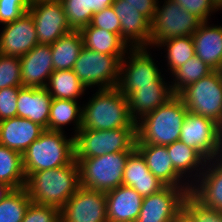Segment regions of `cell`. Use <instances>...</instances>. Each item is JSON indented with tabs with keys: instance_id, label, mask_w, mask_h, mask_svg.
Segmentation results:
<instances>
[{
	"instance_id": "obj_47",
	"label": "cell",
	"mask_w": 222,
	"mask_h": 222,
	"mask_svg": "<svg viewBox=\"0 0 222 222\" xmlns=\"http://www.w3.org/2000/svg\"><path fill=\"white\" fill-rule=\"evenodd\" d=\"M212 4L218 11H222V0H212Z\"/></svg>"
},
{
	"instance_id": "obj_1",
	"label": "cell",
	"mask_w": 222,
	"mask_h": 222,
	"mask_svg": "<svg viewBox=\"0 0 222 222\" xmlns=\"http://www.w3.org/2000/svg\"><path fill=\"white\" fill-rule=\"evenodd\" d=\"M91 92L93 94L82 103L81 129L137 128L129 114L128 99L117 87Z\"/></svg>"
},
{
	"instance_id": "obj_7",
	"label": "cell",
	"mask_w": 222,
	"mask_h": 222,
	"mask_svg": "<svg viewBox=\"0 0 222 222\" xmlns=\"http://www.w3.org/2000/svg\"><path fill=\"white\" fill-rule=\"evenodd\" d=\"M131 152H116L76 160L80 186L108 192L123 184L125 163Z\"/></svg>"
},
{
	"instance_id": "obj_38",
	"label": "cell",
	"mask_w": 222,
	"mask_h": 222,
	"mask_svg": "<svg viewBox=\"0 0 222 222\" xmlns=\"http://www.w3.org/2000/svg\"><path fill=\"white\" fill-rule=\"evenodd\" d=\"M22 222H61L60 209L31 201Z\"/></svg>"
},
{
	"instance_id": "obj_12",
	"label": "cell",
	"mask_w": 222,
	"mask_h": 222,
	"mask_svg": "<svg viewBox=\"0 0 222 222\" xmlns=\"http://www.w3.org/2000/svg\"><path fill=\"white\" fill-rule=\"evenodd\" d=\"M190 192L191 188L165 186L159 192L143 197L136 222H173Z\"/></svg>"
},
{
	"instance_id": "obj_27",
	"label": "cell",
	"mask_w": 222,
	"mask_h": 222,
	"mask_svg": "<svg viewBox=\"0 0 222 222\" xmlns=\"http://www.w3.org/2000/svg\"><path fill=\"white\" fill-rule=\"evenodd\" d=\"M79 32L83 39V46L98 53L115 55L122 60L130 49L118 34L93 27L91 24L81 28Z\"/></svg>"
},
{
	"instance_id": "obj_32",
	"label": "cell",
	"mask_w": 222,
	"mask_h": 222,
	"mask_svg": "<svg viewBox=\"0 0 222 222\" xmlns=\"http://www.w3.org/2000/svg\"><path fill=\"white\" fill-rule=\"evenodd\" d=\"M0 183L12 189L25 187L26 175L22 154L0 145Z\"/></svg>"
},
{
	"instance_id": "obj_2",
	"label": "cell",
	"mask_w": 222,
	"mask_h": 222,
	"mask_svg": "<svg viewBox=\"0 0 222 222\" xmlns=\"http://www.w3.org/2000/svg\"><path fill=\"white\" fill-rule=\"evenodd\" d=\"M80 187L79 166L70 164L34 172L26 178L25 189L31 201L61 209Z\"/></svg>"
},
{
	"instance_id": "obj_33",
	"label": "cell",
	"mask_w": 222,
	"mask_h": 222,
	"mask_svg": "<svg viewBox=\"0 0 222 222\" xmlns=\"http://www.w3.org/2000/svg\"><path fill=\"white\" fill-rule=\"evenodd\" d=\"M214 70L205 64L200 58L194 56L179 67L171 76V90L178 95L188 85L206 77Z\"/></svg>"
},
{
	"instance_id": "obj_6",
	"label": "cell",
	"mask_w": 222,
	"mask_h": 222,
	"mask_svg": "<svg viewBox=\"0 0 222 222\" xmlns=\"http://www.w3.org/2000/svg\"><path fill=\"white\" fill-rule=\"evenodd\" d=\"M202 21L173 0H157L156 11L150 22V49L165 40L192 36Z\"/></svg>"
},
{
	"instance_id": "obj_13",
	"label": "cell",
	"mask_w": 222,
	"mask_h": 222,
	"mask_svg": "<svg viewBox=\"0 0 222 222\" xmlns=\"http://www.w3.org/2000/svg\"><path fill=\"white\" fill-rule=\"evenodd\" d=\"M105 192L80 186L60 209L61 222H108Z\"/></svg>"
},
{
	"instance_id": "obj_34",
	"label": "cell",
	"mask_w": 222,
	"mask_h": 222,
	"mask_svg": "<svg viewBox=\"0 0 222 222\" xmlns=\"http://www.w3.org/2000/svg\"><path fill=\"white\" fill-rule=\"evenodd\" d=\"M30 203L25 187L12 189L0 202V222H22Z\"/></svg>"
},
{
	"instance_id": "obj_31",
	"label": "cell",
	"mask_w": 222,
	"mask_h": 222,
	"mask_svg": "<svg viewBox=\"0 0 222 222\" xmlns=\"http://www.w3.org/2000/svg\"><path fill=\"white\" fill-rule=\"evenodd\" d=\"M50 47L54 70L73 69L83 47L81 33L79 30H72L52 43Z\"/></svg>"
},
{
	"instance_id": "obj_40",
	"label": "cell",
	"mask_w": 222,
	"mask_h": 222,
	"mask_svg": "<svg viewBox=\"0 0 222 222\" xmlns=\"http://www.w3.org/2000/svg\"><path fill=\"white\" fill-rule=\"evenodd\" d=\"M183 7L186 11L198 17L202 22L211 21V16L219 12L212 0H173Z\"/></svg>"
},
{
	"instance_id": "obj_10",
	"label": "cell",
	"mask_w": 222,
	"mask_h": 222,
	"mask_svg": "<svg viewBox=\"0 0 222 222\" xmlns=\"http://www.w3.org/2000/svg\"><path fill=\"white\" fill-rule=\"evenodd\" d=\"M178 96L189 112L209 118L222 128V73L213 71L188 85Z\"/></svg>"
},
{
	"instance_id": "obj_19",
	"label": "cell",
	"mask_w": 222,
	"mask_h": 222,
	"mask_svg": "<svg viewBox=\"0 0 222 222\" xmlns=\"http://www.w3.org/2000/svg\"><path fill=\"white\" fill-rule=\"evenodd\" d=\"M190 193L204 206L222 211V155L207 161Z\"/></svg>"
},
{
	"instance_id": "obj_9",
	"label": "cell",
	"mask_w": 222,
	"mask_h": 222,
	"mask_svg": "<svg viewBox=\"0 0 222 222\" xmlns=\"http://www.w3.org/2000/svg\"><path fill=\"white\" fill-rule=\"evenodd\" d=\"M121 60L82 47L73 71L88 90L110 89L118 86Z\"/></svg>"
},
{
	"instance_id": "obj_20",
	"label": "cell",
	"mask_w": 222,
	"mask_h": 222,
	"mask_svg": "<svg viewBox=\"0 0 222 222\" xmlns=\"http://www.w3.org/2000/svg\"><path fill=\"white\" fill-rule=\"evenodd\" d=\"M45 130L26 118H8L0 121V145L23 154Z\"/></svg>"
},
{
	"instance_id": "obj_35",
	"label": "cell",
	"mask_w": 222,
	"mask_h": 222,
	"mask_svg": "<svg viewBox=\"0 0 222 222\" xmlns=\"http://www.w3.org/2000/svg\"><path fill=\"white\" fill-rule=\"evenodd\" d=\"M62 4L72 30H80L91 23L93 0H63Z\"/></svg>"
},
{
	"instance_id": "obj_26",
	"label": "cell",
	"mask_w": 222,
	"mask_h": 222,
	"mask_svg": "<svg viewBox=\"0 0 222 222\" xmlns=\"http://www.w3.org/2000/svg\"><path fill=\"white\" fill-rule=\"evenodd\" d=\"M166 148L175 171L192 186L203 172L207 160L196 149L180 140Z\"/></svg>"
},
{
	"instance_id": "obj_42",
	"label": "cell",
	"mask_w": 222,
	"mask_h": 222,
	"mask_svg": "<svg viewBox=\"0 0 222 222\" xmlns=\"http://www.w3.org/2000/svg\"><path fill=\"white\" fill-rule=\"evenodd\" d=\"M21 88L0 89V121L17 116V97Z\"/></svg>"
},
{
	"instance_id": "obj_48",
	"label": "cell",
	"mask_w": 222,
	"mask_h": 222,
	"mask_svg": "<svg viewBox=\"0 0 222 222\" xmlns=\"http://www.w3.org/2000/svg\"><path fill=\"white\" fill-rule=\"evenodd\" d=\"M31 1H36V2H62L63 0H31Z\"/></svg>"
},
{
	"instance_id": "obj_43",
	"label": "cell",
	"mask_w": 222,
	"mask_h": 222,
	"mask_svg": "<svg viewBox=\"0 0 222 222\" xmlns=\"http://www.w3.org/2000/svg\"><path fill=\"white\" fill-rule=\"evenodd\" d=\"M143 14L150 22L153 20L156 11L157 0H125Z\"/></svg>"
},
{
	"instance_id": "obj_37",
	"label": "cell",
	"mask_w": 222,
	"mask_h": 222,
	"mask_svg": "<svg viewBox=\"0 0 222 222\" xmlns=\"http://www.w3.org/2000/svg\"><path fill=\"white\" fill-rule=\"evenodd\" d=\"M183 209L195 222H222V211L204 206L191 193L186 196Z\"/></svg>"
},
{
	"instance_id": "obj_45",
	"label": "cell",
	"mask_w": 222,
	"mask_h": 222,
	"mask_svg": "<svg viewBox=\"0 0 222 222\" xmlns=\"http://www.w3.org/2000/svg\"><path fill=\"white\" fill-rule=\"evenodd\" d=\"M173 222H195L194 219L182 209L174 218Z\"/></svg>"
},
{
	"instance_id": "obj_21",
	"label": "cell",
	"mask_w": 222,
	"mask_h": 222,
	"mask_svg": "<svg viewBox=\"0 0 222 222\" xmlns=\"http://www.w3.org/2000/svg\"><path fill=\"white\" fill-rule=\"evenodd\" d=\"M150 172L166 186L191 188V186L175 171L166 146L152 144H136Z\"/></svg>"
},
{
	"instance_id": "obj_46",
	"label": "cell",
	"mask_w": 222,
	"mask_h": 222,
	"mask_svg": "<svg viewBox=\"0 0 222 222\" xmlns=\"http://www.w3.org/2000/svg\"><path fill=\"white\" fill-rule=\"evenodd\" d=\"M12 188L6 184L0 183V202L11 192Z\"/></svg>"
},
{
	"instance_id": "obj_23",
	"label": "cell",
	"mask_w": 222,
	"mask_h": 222,
	"mask_svg": "<svg viewBox=\"0 0 222 222\" xmlns=\"http://www.w3.org/2000/svg\"><path fill=\"white\" fill-rule=\"evenodd\" d=\"M123 185L132 187L142 197L157 193L166 186L150 172L144 157L136 148L126 160Z\"/></svg>"
},
{
	"instance_id": "obj_39",
	"label": "cell",
	"mask_w": 222,
	"mask_h": 222,
	"mask_svg": "<svg viewBox=\"0 0 222 222\" xmlns=\"http://www.w3.org/2000/svg\"><path fill=\"white\" fill-rule=\"evenodd\" d=\"M31 0H0V25L13 22L28 12Z\"/></svg>"
},
{
	"instance_id": "obj_14",
	"label": "cell",
	"mask_w": 222,
	"mask_h": 222,
	"mask_svg": "<svg viewBox=\"0 0 222 222\" xmlns=\"http://www.w3.org/2000/svg\"><path fill=\"white\" fill-rule=\"evenodd\" d=\"M28 13L33 18L39 44L51 45L72 31L62 2L31 1Z\"/></svg>"
},
{
	"instance_id": "obj_29",
	"label": "cell",
	"mask_w": 222,
	"mask_h": 222,
	"mask_svg": "<svg viewBox=\"0 0 222 222\" xmlns=\"http://www.w3.org/2000/svg\"><path fill=\"white\" fill-rule=\"evenodd\" d=\"M152 51H161L159 59L163 57V60H160L161 62H165L163 72H167L169 77L190 58L196 56L192 36L175 37L165 40L152 49Z\"/></svg>"
},
{
	"instance_id": "obj_25",
	"label": "cell",
	"mask_w": 222,
	"mask_h": 222,
	"mask_svg": "<svg viewBox=\"0 0 222 222\" xmlns=\"http://www.w3.org/2000/svg\"><path fill=\"white\" fill-rule=\"evenodd\" d=\"M52 99L45 87H22L17 97V116L29 119L48 130Z\"/></svg>"
},
{
	"instance_id": "obj_18",
	"label": "cell",
	"mask_w": 222,
	"mask_h": 222,
	"mask_svg": "<svg viewBox=\"0 0 222 222\" xmlns=\"http://www.w3.org/2000/svg\"><path fill=\"white\" fill-rule=\"evenodd\" d=\"M112 7L120 19L121 38L130 48L149 47L150 21L125 0H115Z\"/></svg>"
},
{
	"instance_id": "obj_17",
	"label": "cell",
	"mask_w": 222,
	"mask_h": 222,
	"mask_svg": "<svg viewBox=\"0 0 222 222\" xmlns=\"http://www.w3.org/2000/svg\"><path fill=\"white\" fill-rule=\"evenodd\" d=\"M22 87H46L54 71L50 45L37 44L20 58Z\"/></svg>"
},
{
	"instance_id": "obj_30",
	"label": "cell",
	"mask_w": 222,
	"mask_h": 222,
	"mask_svg": "<svg viewBox=\"0 0 222 222\" xmlns=\"http://www.w3.org/2000/svg\"><path fill=\"white\" fill-rule=\"evenodd\" d=\"M53 99L77 100L80 102L90 91L85 87L73 69L54 70L45 87ZM86 92V93H85Z\"/></svg>"
},
{
	"instance_id": "obj_8",
	"label": "cell",
	"mask_w": 222,
	"mask_h": 222,
	"mask_svg": "<svg viewBox=\"0 0 222 222\" xmlns=\"http://www.w3.org/2000/svg\"><path fill=\"white\" fill-rule=\"evenodd\" d=\"M158 53L152 52L148 47L130 48L127 51L120 63L117 86L125 97L140 86L152 85L162 75L163 62L158 63V58H156Z\"/></svg>"
},
{
	"instance_id": "obj_24",
	"label": "cell",
	"mask_w": 222,
	"mask_h": 222,
	"mask_svg": "<svg viewBox=\"0 0 222 222\" xmlns=\"http://www.w3.org/2000/svg\"><path fill=\"white\" fill-rule=\"evenodd\" d=\"M108 222L136 221L143 197L132 187L121 185L105 193Z\"/></svg>"
},
{
	"instance_id": "obj_41",
	"label": "cell",
	"mask_w": 222,
	"mask_h": 222,
	"mask_svg": "<svg viewBox=\"0 0 222 222\" xmlns=\"http://www.w3.org/2000/svg\"><path fill=\"white\" fill-rule=\"evenodd\" d=\"M106 31L118 34L121 37V23L112 6L106 7L100 12L94 13L91 23Z\"/></svg>"
},
{
	"instance_id": "obj_36",
	"label": "cell",
	"mask_w": 222,
	"mask_h": 222,
	"mask_svg": "<svg viewBox=\"0 0 222 222\" xmlns=\"http://www.w3.org/2000/svg\"><path fill=\"white\" fill-rule=\"evenodd\" d=\"M22 87L20 58L0 53V89Z\"/></svg>"
},
{
	"instance_id": "obj_11",
	"label": "cell",
	"mask_w": 222,
	"mask_h": 222,
	"mask_svg": "<svg viewBox=\"0 0 222 222\" xmlns=\"http://www.w3.org/2000/svg\"><path fill=\"white\" fill-rule=\"evenodd\" d=\"M179 140L196 149L207 161L222 155V128L192 112L186 114Z\"/></svg>"
},
{
	"instance_id": "obj_28",
	"label": "cell",
	"mask_w": 222,
	"mask_h": 222,
	"mask_svg": "<svg viewBox=\"0 0 222 222\" xmlns=\"http://www.w3.org/2000/svg\"><path fill=\"white\" fill-rule=\"evenodd\" d=\"M82 103L77 100L52 99L48 130L66 132V129L75 136L82 125ZM67 126L73 127L68 129Z\"/></svg>"
},
{
	"instance_id": "obj_44",
	"label": "cell",
	"mask_w": 222,
	"mask_h": 222,
	"mask_svg": "<svg viewBox=\"0 0 222 222\" xmlns=\"http://www.w3.org/2000/svg\"><path fill=\"white\" fill-rule=\"evenodd\" d=\"M115 0H93V13L100 12L106 7L112 6Z\"/></svg>"
},
{
	"instance_id": "obj_22",
	"label": "cell",
	"mask_w": 222,
	"mask_h": 222,
	"mask_svg": "<svg viewBox=\"0 0 222 222\" xmlns=\"http://www.w3.org/2000/svg\"><path fill=\"white\" fill-rule=\"evenodd\" d=\"M212 22H202L192 39L195 55L214 71H219L222 67V24Z\"/></svg>"
},
{
	"instance_id": "obj_15",
	"label": "cell",
	"mask_w": 222,
	"mask_h": 222,
	"mask_svg": "<svg viewBox=\"0 0 222 222\" xmlns=\"http://www.w3.org/2000/svg\"><path fill=\"white\" fill-rule=\"evenodd\" d=\"M0 27V53L3 55L21 58L39 44L33 18L28 12Z\"/></svg>"
},
{
	"instance_id": "obj_4",
	"label": "cell",
	"mask_w": 222,
	"mask_h": 222,
	"mask_svg": "<svg viewBox=\"0 0 222 222\" xmlns=\"http://www.w3.org/2000/svg\"><path fill=\"white\" fill-rule=\"evenodd\" d=\"M69 133L46 129L25 150L22 159L26 178L34 172L66 166L75 159L74 136Z\"/></svg>"
},
{
	"instance_id": "obj_3",
	"label": "cell",
	"mask_w": 222,
	"mask_h": 222,
	"mask_svg": "<svg viewBox=\"0 0 222 222\" xmlns=\"http://www.w3.org/2000/svg\"><path fill=\"white\" fill-rule=\"evenodd\" d=\"M187 107L178 95L146 115L137 124L136 144L167 146L179 141Z\"/></svg>"
},
{
	"instance_id": "obj_5",
	"label": "cell",
	"mask_w": 222,
	"mask_h": 222,
	"mask_svg": "<svg viewBox=\"0 0 222 222\" xmlns=\"http://www.w3.org/2000/svg\"><path fill=\"white\" fill-rule=\"evenodd\" d=\"M136 142L137 128L80 129L74 136L75 160L116 152H132L136 148Z\"/></svg>"
},
{
	"instance_id": "obj_16",
	"label": "cell",
	"mask_w": 222,
	"mask_h": 222,
	"mask_svg": "<svg viewBox=\"0 0 222 222\" xmlns=\"http://www.w3.org/2000/svg\"><path fill=\"white\" fill-rule=\"evenodd\" d=\"M169 80L163 73L152 85L140 86L127 96L129 114L135 123L174 96Z\"/></svg>"
}]
</instances>
